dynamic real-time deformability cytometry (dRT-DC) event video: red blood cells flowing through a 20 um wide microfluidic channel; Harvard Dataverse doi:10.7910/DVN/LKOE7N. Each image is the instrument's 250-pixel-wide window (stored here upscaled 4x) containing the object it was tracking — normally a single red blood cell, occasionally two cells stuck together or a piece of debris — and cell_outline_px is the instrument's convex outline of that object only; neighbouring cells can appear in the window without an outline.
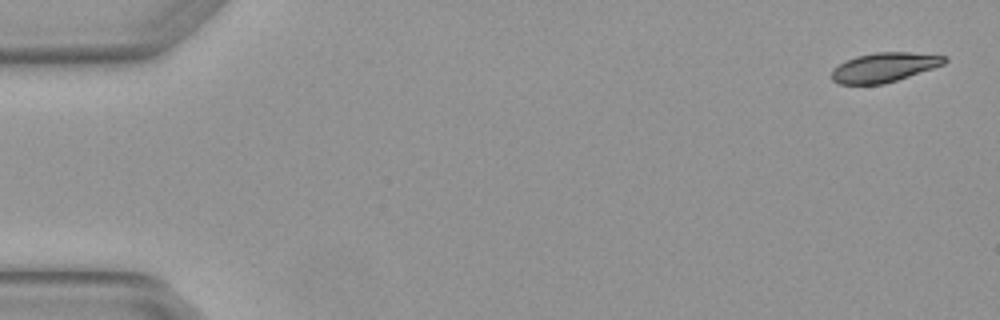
{"species": "Egyptian fruit bat (a non-hibernating species)", "species_latin": "Rousettus aegyptiacus", "temperature_condition": "warm", "stored_images_in_passage": 6, "camera_frame_rate_fps": 3000, "um_per_image_px": 0.085, "animal": {"sex": "female"}, "frame": {"image": 1, "passage_image": 1, "time_ms": 0.0, "image_size_px": [1000, 320], "cell_outline_px": [[948, 60], [944, 64], [884, 84], [840, 84], [832, 80], [832, 68], [856, 56], [876, 52], [908, 52], [948, 56]], "centroid_in_image_um": [75.16, 5.72], "position_along_channel_um": 9.8, "area_um2": 19.13}}
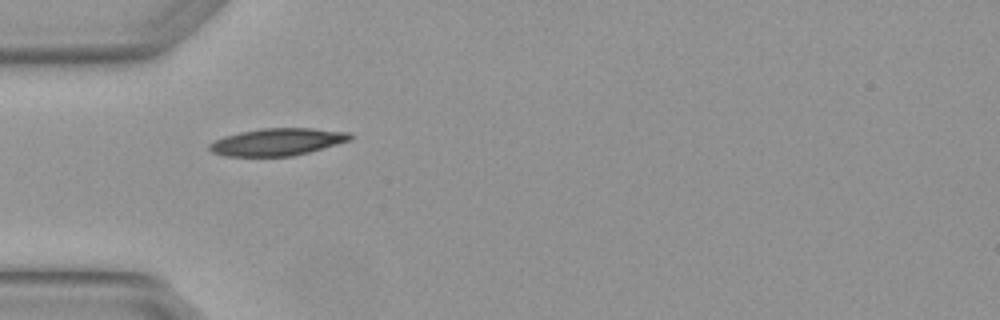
{"frame": {"image": 2, "passage_image": 5, "time_ms": 1.333, "image_size_px": [1000, 320], "cell_outline_px": [[352, 140], [308, 152], [292, 156], [224, 156], [212, 152], [208, 148], [208, 144], [224, 136], [240, 132], [260, 128], [312, 128], [352, 132]], "centroid_in_image_um": [23.59, 12.05], "position_along_channel_um": 61.4, "area_um2": 22.43}}
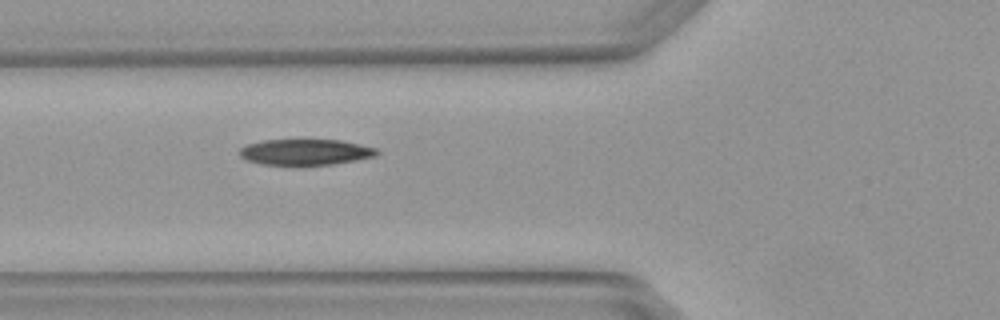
{"frame": {"image": 3, "passage_image": 6, "time_ms": 1.667, "image_size_px": [1000, 320], "cell_outline_px": [[380, 152], [376, 156], [356, 160], [332, 164], [300, 168], [260, 164], [244, 160], [236, 152], [244, 144], [264, 140], [340, 140], [360, 144], [376, 148]], "centroid_in_image_um": [25.87, 12.97], "position_along_channel_um": 99.9, "area_um2": 21.79}}